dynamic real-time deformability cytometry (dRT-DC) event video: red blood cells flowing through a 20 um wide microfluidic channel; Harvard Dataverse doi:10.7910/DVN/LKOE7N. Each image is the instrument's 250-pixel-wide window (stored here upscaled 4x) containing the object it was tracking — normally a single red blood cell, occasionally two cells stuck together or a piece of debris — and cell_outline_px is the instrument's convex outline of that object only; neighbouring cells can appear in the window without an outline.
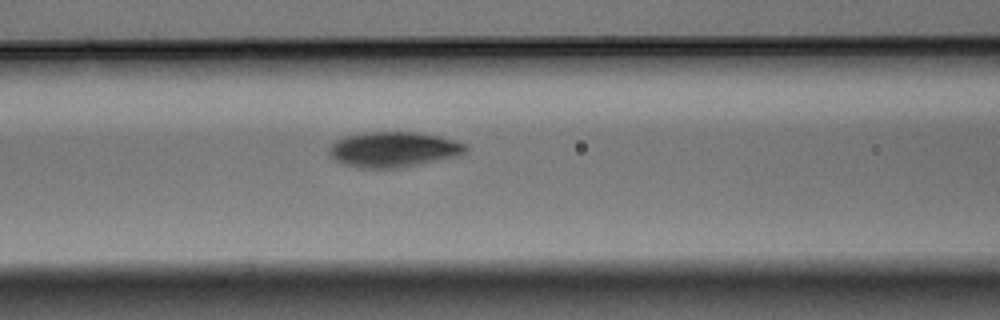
{"species": "Egyptian fruit bat (a non-hibernating species)", "species_latin": "Rousettus aegyptiacus", "temperature_condition": "warm", "stored_images_in_passage": 4, "camera_frame_rate_fps": 3000, "um_per_image_px": 0.085, "animal": {"sex": "male"}, "frame": {"image": 1, "passage_image": 4, "time_ms": 1.0, "image_size_px": [1000, 320], "cell_outline_px": [[468, 148], [460, 156], [400, 168], [356, 168], [344, 164], [336, 160], [328, 152], [328, 148], [336, 140], [344, 136], [364, 132], [416, 132], [440, 136], [464, 144]], "centroid_in_image_um": [33.43, 12.71], "position_along_channel_um": 133.2, "area_um2": 28.21}}